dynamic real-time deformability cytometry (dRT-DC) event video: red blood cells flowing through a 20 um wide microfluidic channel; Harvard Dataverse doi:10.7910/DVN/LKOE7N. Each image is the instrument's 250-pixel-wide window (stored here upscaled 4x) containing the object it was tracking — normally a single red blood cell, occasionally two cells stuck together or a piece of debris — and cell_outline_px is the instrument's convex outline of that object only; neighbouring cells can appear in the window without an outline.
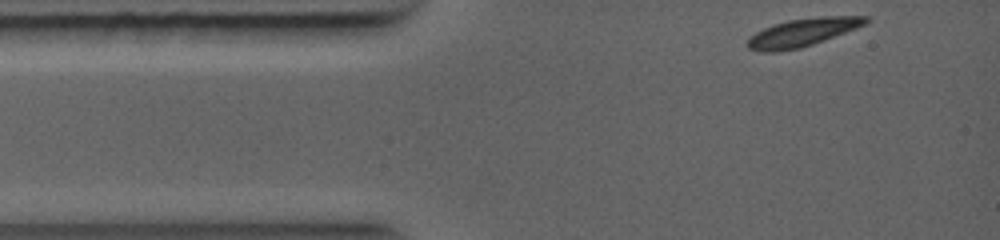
{"species": "common noctule bat (a hibernating species)", "species_latin": "Nyctalus noctula", "temperature_condition": "warm", "stored_images_in_passage": 14, "camera_frame_rate_fps": 5000, "um_per_image_px": 0.085, "animal": {"sex": "female", "body_mass_g": 19.0, "forearm_length_mm": 56.7}, "frame": {"image": 1, "passage_image": 1, "time_ms": 0.0, "image_size_px": [1000, 240], "cell_outline_px": [[872, 20], [856, 28], [824, 40], [800, 48], [776, 52], [764, 52], [748, 48], [748, 40], [756, 32], [772, 24], [788, 20], [824, 16], [868, 16]], "centroid_in_image_um": [68.23, 2.75], "position_along_channel_um": 16.8, "area_um2": 19.07}}
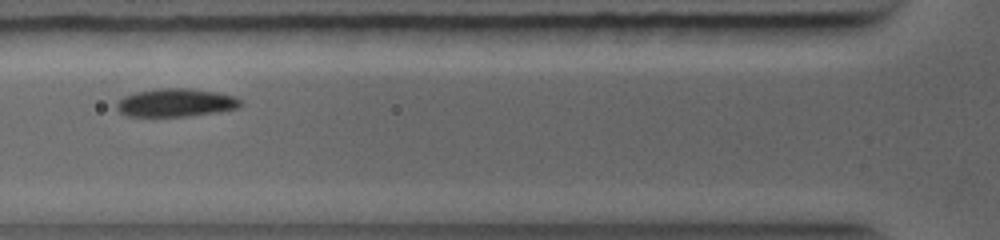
{"frame": {"image": 2, "passage_image": 8, "time_ms": 2.8, "image_size_px": [1000, 240], "cell_outline_px": [[244, 104], [240, 108], [220, 112], [188, 116], [124, 116], [116, 108], [116, 104], [124, 96], [136, 92], [160, 88], [188, 88], [216, 92], [236, 96]], "centroid_in_image_um": [14.99, 8.73], "position_along_channel_um": 110.8, "area_um2": 20.52}}
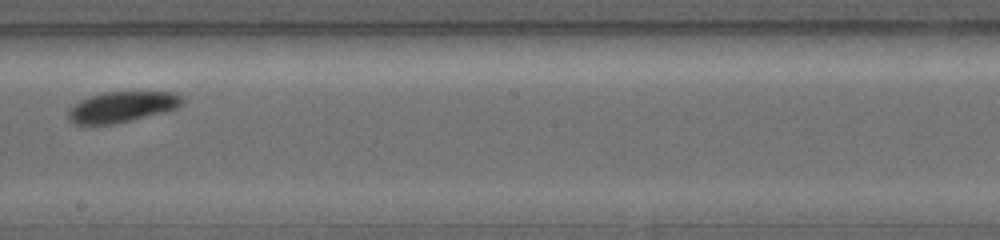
{"frame": {"image": 3, "passage_image": 14, "time_ms": 5.4, "image_size_px": [1000, 240], "cell_outline_px": [[184, 104], [176, 108], [164, 112], [112, 124], [84, 128], [72, 124], [68, 120], [68, 112], [80, 100], [104, 92], [176, 92], [184, 100]], "centroid_in_image_um": [10.31, 9.13], "position_along_channel_um": 237.9, "area_um2": 20.69}}